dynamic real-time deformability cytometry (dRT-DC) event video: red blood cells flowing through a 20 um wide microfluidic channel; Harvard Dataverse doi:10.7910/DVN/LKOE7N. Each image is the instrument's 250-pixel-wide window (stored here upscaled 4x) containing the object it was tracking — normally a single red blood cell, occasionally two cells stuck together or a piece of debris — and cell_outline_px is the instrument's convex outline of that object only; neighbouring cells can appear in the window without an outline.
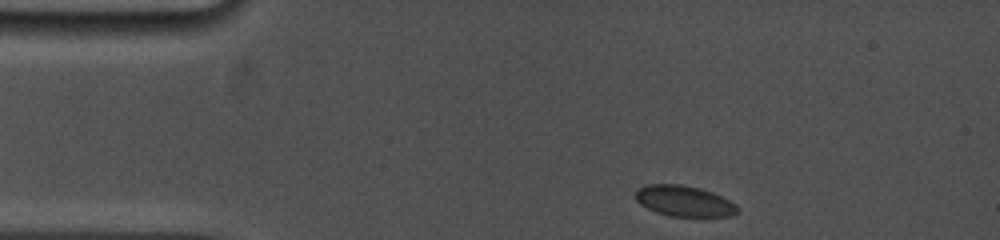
{"species": "common noctule bat (a hibernating species)", "species_latin": "Nyctalus noctula", "temperature_condition": "cold", "stored_images_in_passage": 4, "camera_frame_rate_fps": 5000, "um_per_image_px": 0.085, "animal": {"sex": "female", "body_mass_g": 19.0, "forearm_length_mm": 53.3}, "frame": {"image": 1, "passage_image": 1, "time_ms": 0.0, "image_size_px": [1000, 240], "cell_outline_px": [[740, 212], [732, 216], [704, 220], [668, 216], [656, 212], [640, 204], [636, 200], [636, 192], [640, 188], [648, 184], [680, 184], [700, 188], [712, 192], [736, 204], [740, 208]], "centroid_in_image_um": [58.26, 17.16], "position_along_channel_um": 26.7, "area_um2": 19.19}}